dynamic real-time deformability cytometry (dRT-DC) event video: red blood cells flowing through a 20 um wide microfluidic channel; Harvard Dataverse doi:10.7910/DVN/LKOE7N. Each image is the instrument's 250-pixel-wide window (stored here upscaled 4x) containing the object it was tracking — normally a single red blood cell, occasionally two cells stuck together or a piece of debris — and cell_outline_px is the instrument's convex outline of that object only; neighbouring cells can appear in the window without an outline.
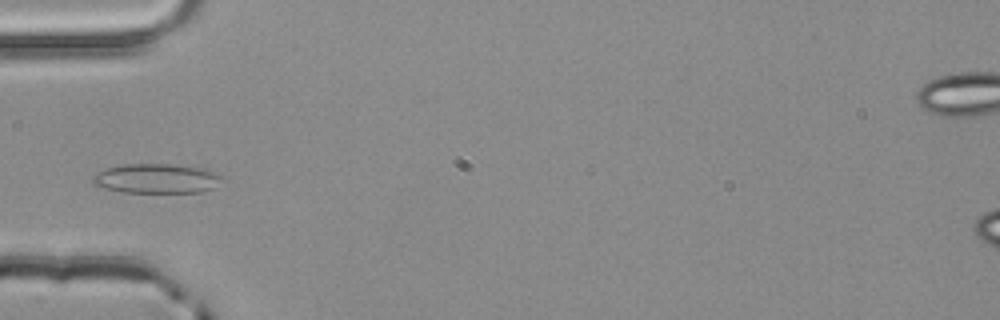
{"species": "common noctule bat (a hibernating species)", "species_latin": "Nyctalus noctula", "temperature_condition": "room temperature", "stored_images_in_passage": 2, "camera_frame_rate_fps": 3000, "um_per_image_px": 0.085, "animal": {"sex": "male", "body_mass_g": 20.4}, "frame": {"image": 1, "passage_image": 2, "time_ms": 0.333, "image_size_px": [1000, 320], "cell_outline_px": [[228, 180], [212, 188], [200, 192], [120, 192], [104, 188], [92, 184], [92, 176], [96, 172], [104, 168], [124, 164], [172, 164], [208, 168], [228, 176]], "centroid_in_image_um": [13.4, 15.16], "position_along_channel_um": 71.6, "area_um2": 23.06}}